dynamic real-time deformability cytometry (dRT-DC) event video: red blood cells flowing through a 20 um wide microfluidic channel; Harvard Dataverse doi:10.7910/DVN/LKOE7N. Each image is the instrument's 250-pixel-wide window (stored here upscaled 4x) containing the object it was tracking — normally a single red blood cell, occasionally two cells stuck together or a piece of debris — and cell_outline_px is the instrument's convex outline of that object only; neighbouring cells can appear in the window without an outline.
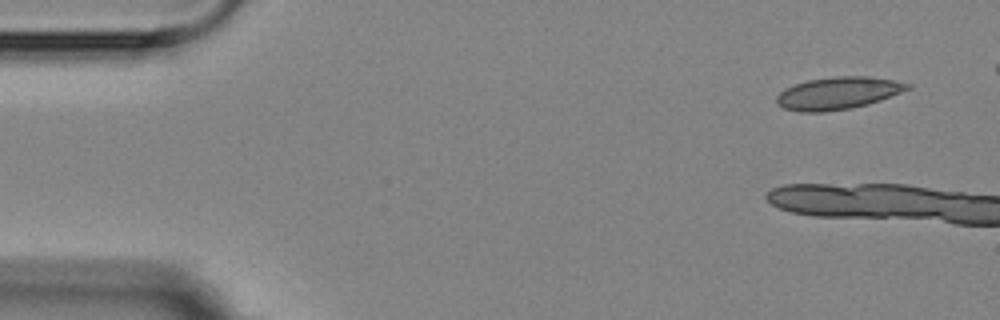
{"species": "Egyptian fruit bat (a non-hibernating species)", "species_latin": "Rousettus aegyptiacus", "temperature_condition": "room temperature", "stored_images_in_passage": 9, "camera_frame_rate_fps": 3000, "um_per_image_px": 0.085, "animal": {"sex": "female"}, "frame": {"image": 1, "passage_image": 1, "time_ms": 0.0, "image_size_px": [1000, 320], "cell_outline_px": [[912, 88], [880, 100], [868, 104], [852, 108], [824, 112], [800, 112], [784, 108], [776, 104], [776, 96], [780, 92], [796, 84], [808, 80], [832, 76], [868, 76], [892, 80], [912, 84]], "centroid_in_image_um": [71.24, 7.92], "position_along_channel_um": 13.8, "area_um2": 24.68}}